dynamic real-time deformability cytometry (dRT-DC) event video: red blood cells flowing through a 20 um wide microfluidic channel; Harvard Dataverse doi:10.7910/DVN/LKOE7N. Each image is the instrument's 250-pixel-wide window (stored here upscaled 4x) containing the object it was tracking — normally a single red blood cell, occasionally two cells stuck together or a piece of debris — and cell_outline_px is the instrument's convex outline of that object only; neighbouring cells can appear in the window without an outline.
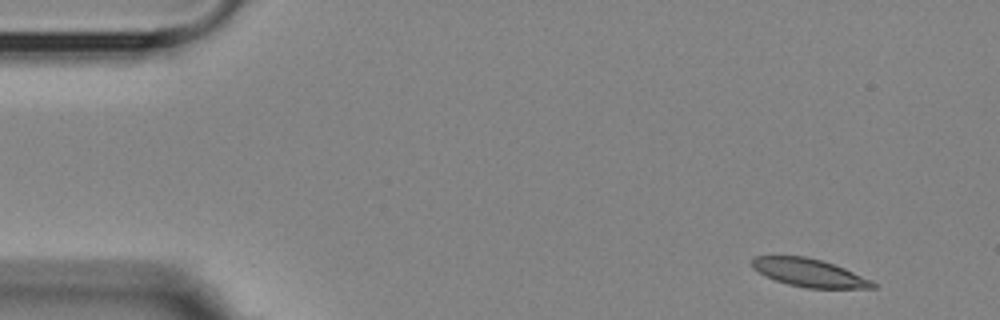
{"species": "Egyptian fruit bat (a non-hibernating species)", "species_latin": "Rousettus aegyptiacus", "temperature_condition": "room temperature", "stored_images_in_passage": 9, "camera_frame_rate_fps": 3000, "um_per_image_px": 0.085, "animal": {"sex": "female"}, "frame": {"image": 1, "passage_image": 1, "time_ms": 0.0, "image_size_px": [1000, 320], "cell_outline_px": [[876, 288], [804, 288], [788, 284], [776, 280], [752, 268], [752, 256], [804, 256], [820, 260], [844, 268], [872, 280], [876, 284]], "centroid_in_image_um": [68.79, 23.19], "position_along_channel_um": 16.2, "area_um2": 19.48}}
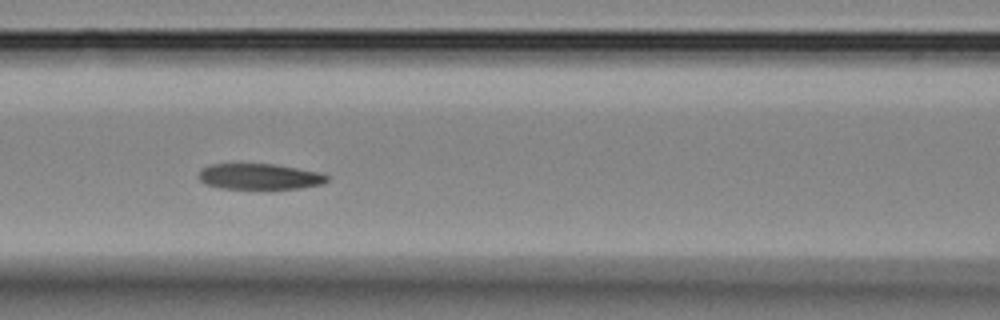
{"frame": {"image": 2, "passage_image": 6, "time_ms": 6.333, "image_size_px": [1000, 320], "cell_outline_px": [[328, 180], [324, 184], [300, 188], [220, 188], [204, 184], [200, 180], [200, 168], [208, 164], [276, 164], [320, 172], [328, 176]], "centroid_in_image_um": [22.06, 14.99], "position_along_channel_um": 144.5, "area_um2": 19.31}}
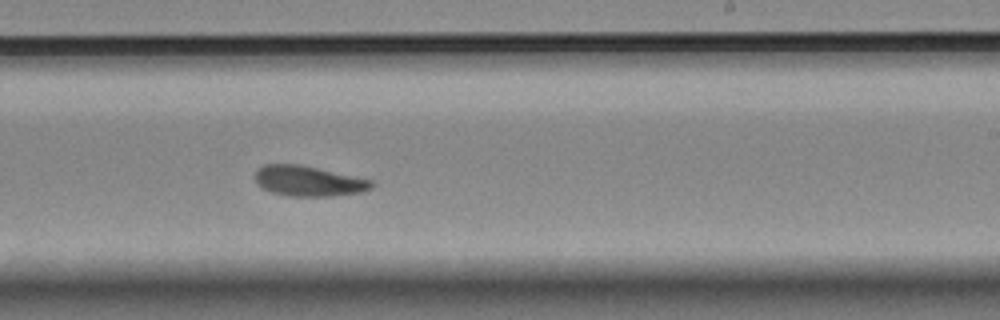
{"frame": {"image": 3, "passage_image": 9, "time_ms": 9.667, "image_size_px": [1000, 320], "cell_outline_px": [[376, 184], [372, 188], [364, 192], [332, 196], [288, 196], [272, 192], [260, 188], [256, 184], [256, 168], [264, 164], [300, 164], [372, 180]], "centroid_in_image_um": [26.22, 15.39], "position_along_channel_um": 262.8, "area_um2": 20.81}}